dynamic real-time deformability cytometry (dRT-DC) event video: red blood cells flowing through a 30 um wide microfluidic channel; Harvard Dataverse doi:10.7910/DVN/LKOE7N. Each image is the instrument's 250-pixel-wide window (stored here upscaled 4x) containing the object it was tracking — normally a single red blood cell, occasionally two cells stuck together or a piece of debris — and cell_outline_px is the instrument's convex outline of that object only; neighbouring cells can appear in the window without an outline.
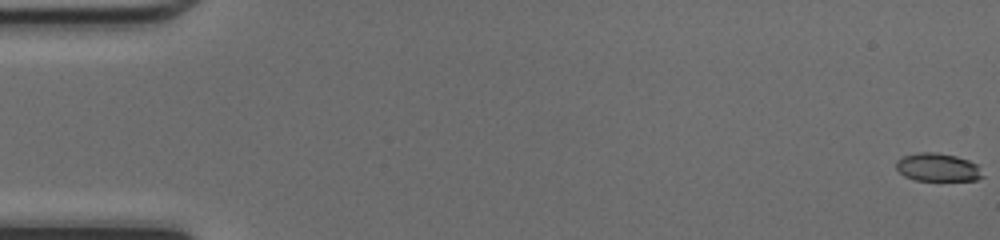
{"species": "common noctule bat (a hibernating species)", "species_latin": "Nyctalus noctula", "temperature_condition": "cold", "stored_images_in_passage": 49, "camera_frame_rate_fps": 3000, "um_per_image_px": 0.085, "animal": {"sex": "female", "body_mass_g": 17.0, "forearm_length_mm": 48.0}, "frame": {"image": 1, "passage_image": 1, "time_ms": 0.0, "image_size_px": [1000, 240], "cell_outline_px": [[984, 176], [976, 180], [916, 180], [904, 176], [896, 168], [896, 160], [904, 156], [916, 152], [936, 152], [956, 156], [968, 160], [976, 164]], "centroid_in_image_um": [79.68, 14.21], "position_along_channel_um": 5.3, "area_um2": 14.1}}
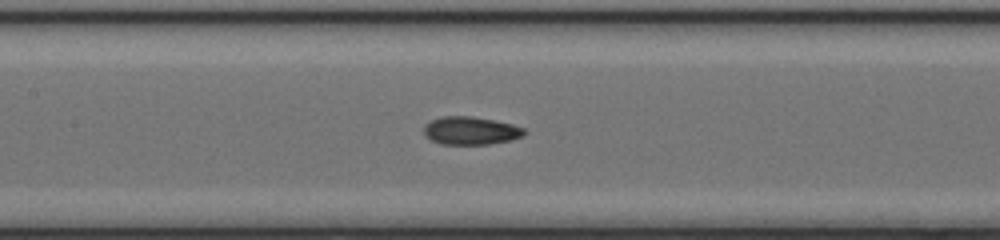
{"frame": {"image": 2, "passage_image": 24, "time_ms": 7.667, "image_size_px": [1000, 240], "cell_outline_px": [[528, 132], [524, 136], [512, 140], [488, 144], [440, 144], [424, 136], [424, 124], [440, 116], [472, 116], [512, 124], [524, 128]], "centroid_in_image_um": [40.02, 11.11], "position_along_channel_um": 167.4, "area_um2": 16.53}}
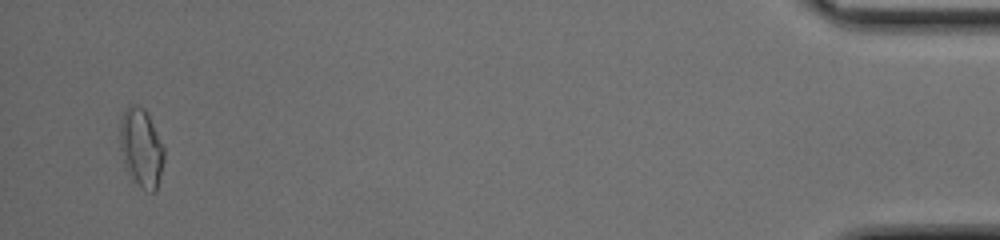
{"frame": {"image": 3, "passage_image": 48, "time_ms": 15.667, "image_size_px": [1000, 240], "cell_outline_px": [[164, 160], [156, 192], [152, 192], [144, 188], [132, 180], [128, 176], [124, 164], [120, 148], [120, 124], [124, 112], [128, 104], [132, 104], [144, 108], [164, 148]], "centroid_in_image_um": [11.99, 12.59], "position_along_channel_um": 423.2, "area_um2": 20.0}, "authors_computed_cell_mechanics": {"area_um2": 16.1262, "velocity_mm_per_s": 4.2822, "shape_relaxation_time_tau1_ms": 4.2613, "shape_relaxation_time_tau2_ms": 1.0386, "deformation_change_tau1": 0.159, "deformation_change_tau2": 0.055}}